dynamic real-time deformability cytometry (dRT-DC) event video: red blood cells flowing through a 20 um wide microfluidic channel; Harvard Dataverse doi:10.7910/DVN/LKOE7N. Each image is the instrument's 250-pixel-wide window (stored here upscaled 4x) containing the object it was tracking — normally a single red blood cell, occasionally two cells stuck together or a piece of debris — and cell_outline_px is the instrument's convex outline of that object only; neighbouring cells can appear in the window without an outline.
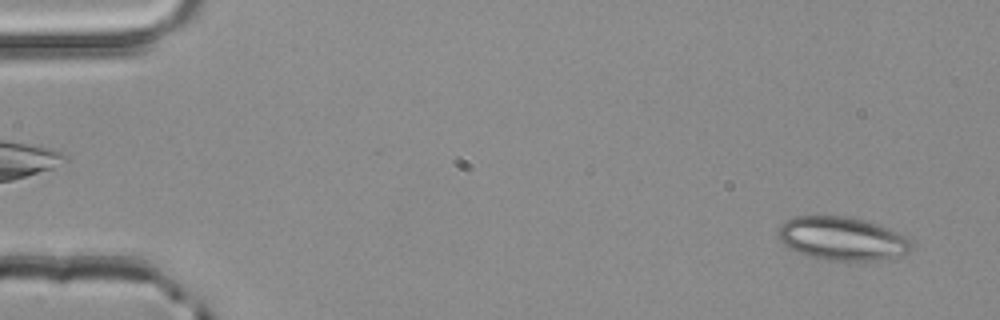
{"species": "common noctule bat (a hibernating species)", "species_latin": "Nyctalus noctula", "temperature_condition": "room temperature", "stored_images_in_passage": 20, "camera_frame_rate_fps": 3000, "um_per_image_px": 0.085, "animal": {"sex": "male", "body_mass_g": 20.4}, "frame": {"image": 1, "passage_image": 3, "time_ms": 0.667, "image_size_px": [1000, 320], "cell_outline_px": [[916, 248], [908, 252], [876, 260], [824, 260], [808, 256], [788, 248], [780, 240], [780, 224], [784, 220], [796, 216], [844, 216], [864, 220], [888, 228], [904, 236]], "centroid_in_image_um": [71.55, 20.27], "position_along_channel_um": 13.5, "area_um2": 33.29}}
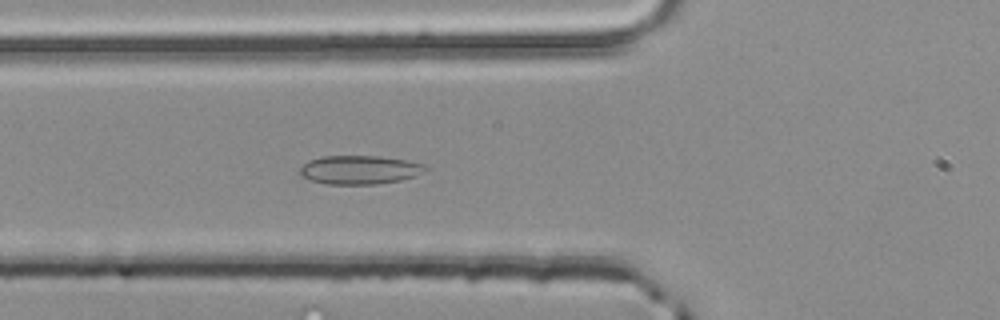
{"frame": {"image": 2, "passage_image": 19, "time_ms": 6.0, "image_size_px": [1000, 320], "cell_outline_px": [[428, 168], [416, 176], [400, 180], [376, 184], [328, 184], [312, 180], [300, 176], [300, 168], [308, 160], [320, 156], [380, 156], [408, 160], [428, 164]], "centroid_in_image_um": [30.6, 14.42], "position_along_channel_um": 95.2, "area_um2": 21.15}}